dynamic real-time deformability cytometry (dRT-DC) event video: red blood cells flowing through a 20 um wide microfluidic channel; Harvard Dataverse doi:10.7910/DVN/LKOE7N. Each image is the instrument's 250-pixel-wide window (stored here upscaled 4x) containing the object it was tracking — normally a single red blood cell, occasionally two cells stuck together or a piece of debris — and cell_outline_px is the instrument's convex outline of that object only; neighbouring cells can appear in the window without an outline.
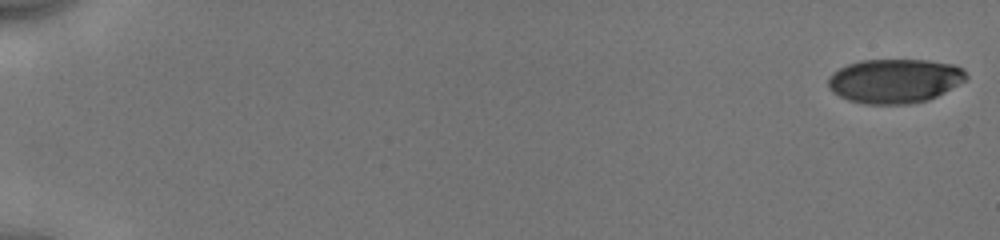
{"species": "human", "species_latin": "Homo sapiens", "temperature_condition": "cold", "stored_images_in_passage": 40, "camera_frame_rate_fps": 3000, "um_per_image_px": 0.085, "donor": {"sex": "male"}, "frame": {"image": 1, "passage_image": 1, "time_ms": 0.0, "image_size_px": [1000, 240], "cell_outline_px": [[968, 76], [964, 80], [944, 92], [928, 100], [908, 104], [864, 104], [848, 100], [832, 92], [828, 88], [828, 76], [832, 72], [848, 64], [860, 60], [928, 60], [956, 64], [964, 68]], "centroid_in_image_um": [76.03, 6.87], "position_along_channel_um": 9.0, "area_um2": 35.78}}
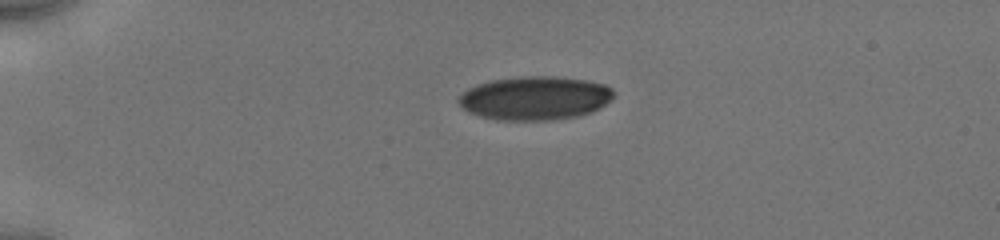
{"frame": {"image": 2, "passage_image": 29, "time_ms": 4.333, "image_size_px": [1000, 240], "cell_outline_px": [[612, 100], [600, 108], [592, 112], [580, 116], [552, 120], [496, 120], [480, 116], [468, 112], [456, 100], [468, 88], [476, 84], [492, 80], [524, 76], [552, 76], [588, 80], [604, 84], [612, 88]], "centroid_in_image_um": [45.48, 8.34], "position_along_channel_um": 39.5, "area_um2": 39.65}}